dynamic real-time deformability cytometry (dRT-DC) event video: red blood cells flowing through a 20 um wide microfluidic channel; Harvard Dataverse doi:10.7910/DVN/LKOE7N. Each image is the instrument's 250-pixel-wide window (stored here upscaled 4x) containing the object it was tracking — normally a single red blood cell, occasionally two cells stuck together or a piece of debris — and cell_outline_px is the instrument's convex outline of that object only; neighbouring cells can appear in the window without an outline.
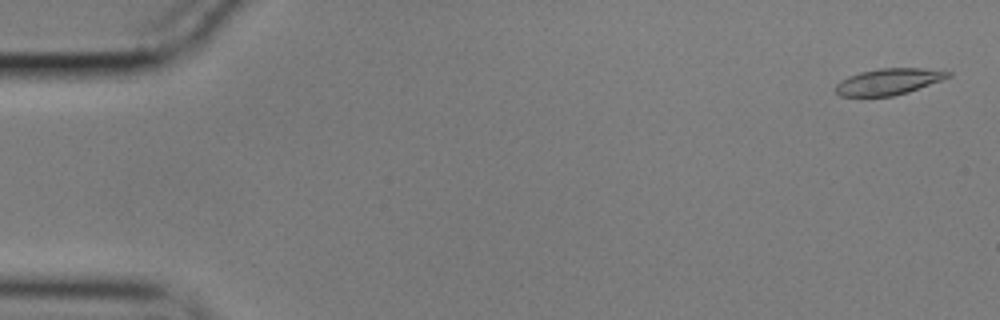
{"species": "common noctule bat (a hibernating species)", "species_latin": "Nyctalus noctula", "temperature_condition": "cold", "stored_images_in_passage": 57, "camera_frame_rate_fps": 3000, "um_per_image_px": 0.085, "animal": {"sex": "male", "body_mass_g": 17.9}, "frame": {"image": 1, "passage_image": 2, "time_ms": 0.333, "image_size_px": [1000, 320], "cell_outline_px": [[952, 76], [908, 92], [892, 96], [840, 96], [836, 92], [836, 84], [840, 80], [848, 76], [860, 72], [880, 68], [920, 68], [952, 72]], "centroid_in_image_um": [75.51, 6.93], "position_along_channel_um": 9.5, "area_um2": 17.11}}
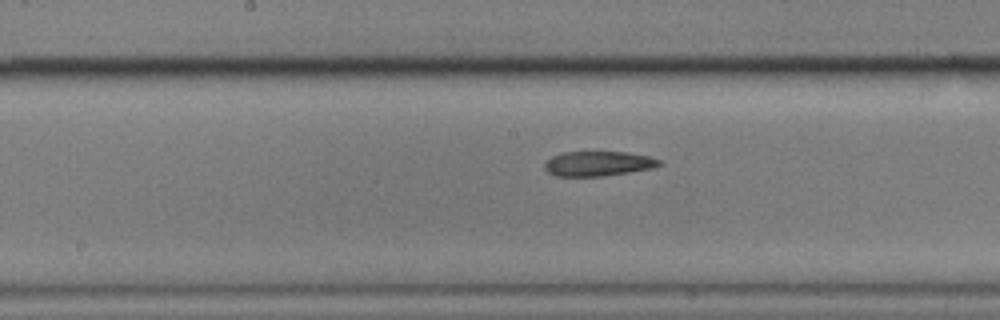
{"frame": {"image": 2, "passage_image": 29, "time_ms": 9.333, "image_size_px": [1000, 320], "cell_outline_px": [[664, 164], [652, 168], [604, 176], [556, 176], [548, 172], [544, 168], [544, 160], [552, 156], [564, 152], [628, 152], [648, 156], [660, 160]], "centroid_in_image_um": [50.82, 13.9], "position_along_channel_um": 197.4, "area_um2": 16.65}}
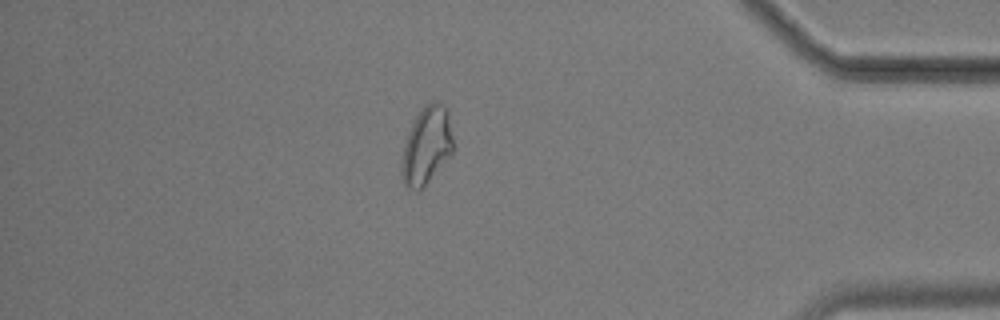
{"frame": {"image": 3, "passage_image": 49, "time_ms": 16.0, "image_size_px": [1000, 320], "cell_outline_px": [[452, 152], [420, 192], [416, 192], [408, 188], [404, 184], [400, 172], [404, 144], [408, 132], [416, 116], [428, 104], [436, 100], [448, 112], [452, 136]], "centroid_in_image_um": [36.23, 12.44], "position_along_channel_um": 399.0, "area_um2": 22.89}, "authors_computed_cell_mechanics": {"area_um2": 18.3226, "velocity_mm_per_s": 3.5465, "shape_relaxation_time_tau1_ms": null, "shape_relaxation_time_tau2_ms": 9.551, "deformation_change_tau1": null, "deformation_change_tau2": 0.1857}}